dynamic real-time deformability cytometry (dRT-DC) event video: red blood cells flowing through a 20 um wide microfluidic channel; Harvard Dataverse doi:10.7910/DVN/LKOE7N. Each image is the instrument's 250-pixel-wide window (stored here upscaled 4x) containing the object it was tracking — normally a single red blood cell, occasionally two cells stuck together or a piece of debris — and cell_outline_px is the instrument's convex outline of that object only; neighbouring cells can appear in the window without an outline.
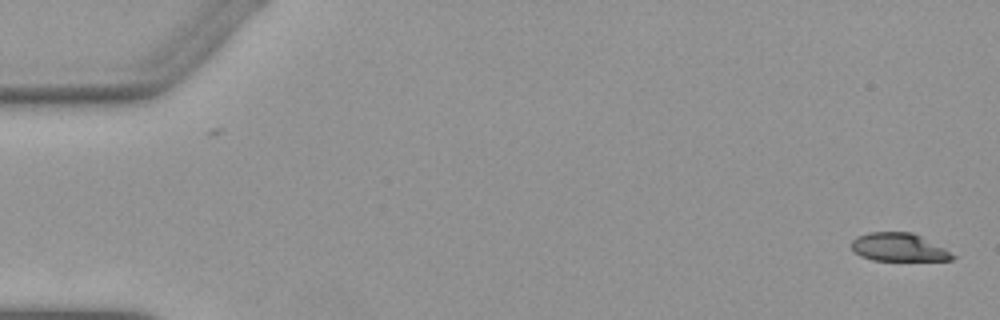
{"species": "Egyptian fruit bat (a non-hibernating species)", "species_latin": "Rousettus aegyptiacus", "temperature_condition": "warm", "stored_images_in_passage": 14, "camera_frame_rate_fps": 3000, "um_per_image_px": 0.085, "animal": {"sex": "female"}, "frame": {"image": 1, "passage_image": 1, "time_ms": 0.0, "image_size_px": [1000, 320], "cell_outline_px": [[956, 256], [952, 260], [872, 260], [860, 256], [852, 252], [852, 240], [856, 236], [868, 232], [912, 232], [944, 248]], "centroid_in_image_um": [76.34, 21.01], "position_along_channel_um": 8.7, "area_um2": 16.53}}
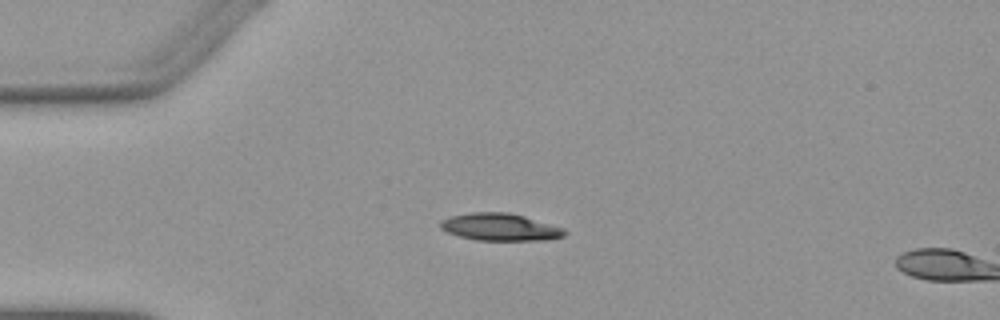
{"frame": {"image": 2, "passage_image": 13, "time_ms": 4.0, "image_size_px": [1000, 320], "cell_outline_px": [[568, 232], [564, 236], [544, 240], [476, 240], [460, 236], [448, 232], [440, 228], [440, 220], [448, 216], [472, 212], [508, 212], [524, 216], [564, 228]], "centroid_in_image_um": [42.49, 19.29], "position_along_channel_um": 42.5, "area_um2": 19.77}}